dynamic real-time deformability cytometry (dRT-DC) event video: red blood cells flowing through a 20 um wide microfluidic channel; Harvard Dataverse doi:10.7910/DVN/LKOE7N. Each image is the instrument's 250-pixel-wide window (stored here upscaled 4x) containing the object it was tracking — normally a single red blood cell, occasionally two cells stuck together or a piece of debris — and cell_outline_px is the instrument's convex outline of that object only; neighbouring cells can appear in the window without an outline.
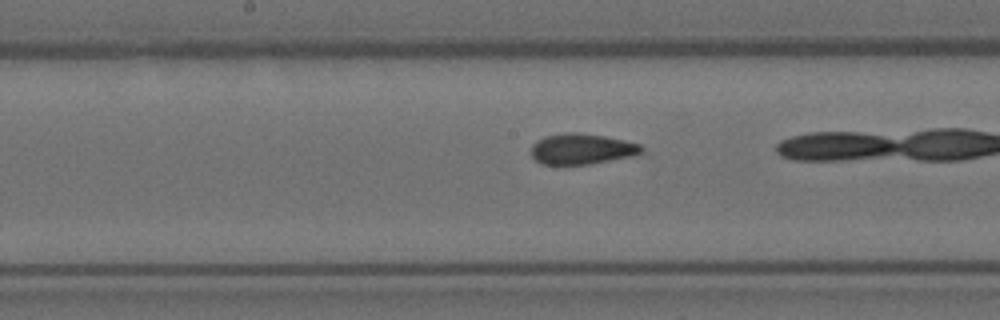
{"species": "Egyptian fruit bat (a non-hibernating species)", "species_latin": "Rousettus aegyptiacus", "temperature_condition": "room temperature", "stored_images_in_passage": 37, "camera_frame_rate_fps": 3000, "um_per_image_px": 0.085, "animal": {"sex": "female"}, "frame": {"image": 1, "passage_image": 23, "time_ms": 7.333, "image_size_px": [1000, 320], "cell_outline_px": [[644, 152], [632, 156], [588, 164], [540, 164], [532, 156], [532, 144], [536, 140], [544, 136], [564, 132], [576, 132], [604, 136], [624, 140], [640, 144], [644, 148]], "centroid_in_image_um": [49.44, 12.65], "position_along_channel_um": 198.8, "area_um2": 19.77}}
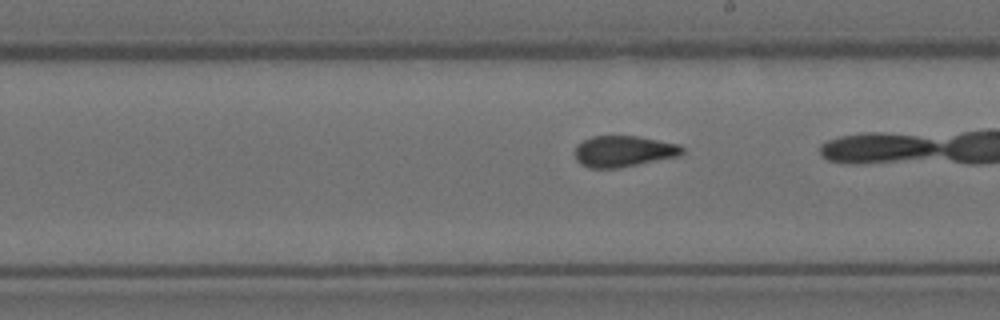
{"frame": {"image": 2, "passage_image": 26, "time_ms": 8.333, "image_size_px": [1000, 320], "cell_outline_px": [[684, 152], [680, 156], [616, 168], [588, 168], [580, 164], [576, 160], [576, 148], [584, 140], [592, 136], [636, 136], [680, 144], [684, 148]], "centroid_in_image_um": [53.03, 12.86], "position_along_channel_um": 236.0, "area_um2": 19.36}}